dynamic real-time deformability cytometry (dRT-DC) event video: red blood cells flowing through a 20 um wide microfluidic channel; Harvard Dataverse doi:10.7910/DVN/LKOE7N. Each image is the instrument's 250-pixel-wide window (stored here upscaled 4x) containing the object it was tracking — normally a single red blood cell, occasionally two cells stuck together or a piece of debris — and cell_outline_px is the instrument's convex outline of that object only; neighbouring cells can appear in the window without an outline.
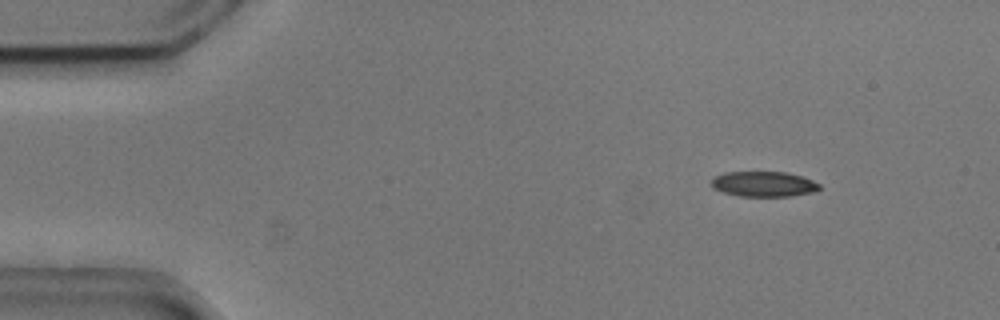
{"species": "common noctule bat (a hibernating species)", "species_latin": "Nyctalus noctula", "temperature_condition": "cold", "stored_images_in_passage": 5, "camera_frame_rate_fps": 3000, "um_per_image_px": 0.085, "animal": {"sex": "male", "body_mass_g": 20.5, "forearm_length_mm": 52.5}, "frame": {"image": 1, "passage_image": 1, "time_ms": 0.0, "image_size_px": [1000, 320], "cell_outline_px": [[820, 188], [816, 192], [792, 196], [740, 196], [724, 192], [712, 188], [712, 176], [724, 172], [788, 172], [804, 176], [820, 184]], "centroid_in_image_um": [64.94, 15.64], "position_along_channel_um": 20.1, "area_um2": 16.13}}